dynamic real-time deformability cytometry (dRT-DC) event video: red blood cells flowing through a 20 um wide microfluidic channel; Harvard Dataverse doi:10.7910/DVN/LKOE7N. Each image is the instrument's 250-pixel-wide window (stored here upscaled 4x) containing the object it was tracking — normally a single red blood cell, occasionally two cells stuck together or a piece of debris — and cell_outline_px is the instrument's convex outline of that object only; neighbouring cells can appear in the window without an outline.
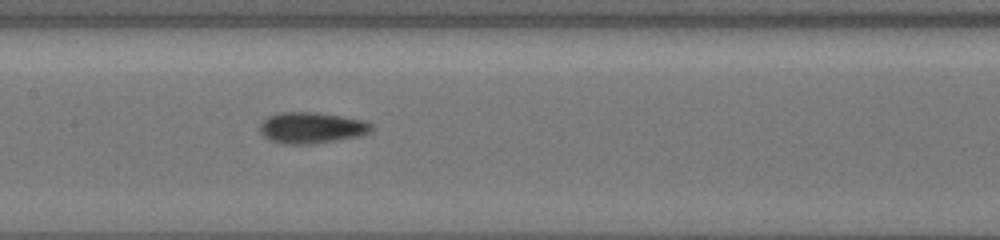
{"species": "common noctule bat (a hibernating species)", "species_latin": "Nyctalus noctula", "temperature_condition": "cold", "stored_images_in_passage": 10, "segment_of_instrument_passage": [1, 2], "camera_frame_rate_fps": 3000, "um_per_image_px": 0.085, "animal": {"sex": "female", "body_mass_g": 19.5, "forearm_length_mm": 54.1}, "frame": {"image": 1, "passage_image": 9, "time_ms": 7.667, "image_size_px": [1000, 240], "cell_outline_px": [[372, 128], [368, 132], [360, 136], [312, 144], [284, 144], [272, 140], [264, 136], [260, 132], [260, 124], [268, 116], [280, 112], [316, 112], [364, 120], [372, 124]], "centroid_in_image_um": [26.47, 10.86], "position_along_channel_um": 180.9, "area_um2": 20.11}}